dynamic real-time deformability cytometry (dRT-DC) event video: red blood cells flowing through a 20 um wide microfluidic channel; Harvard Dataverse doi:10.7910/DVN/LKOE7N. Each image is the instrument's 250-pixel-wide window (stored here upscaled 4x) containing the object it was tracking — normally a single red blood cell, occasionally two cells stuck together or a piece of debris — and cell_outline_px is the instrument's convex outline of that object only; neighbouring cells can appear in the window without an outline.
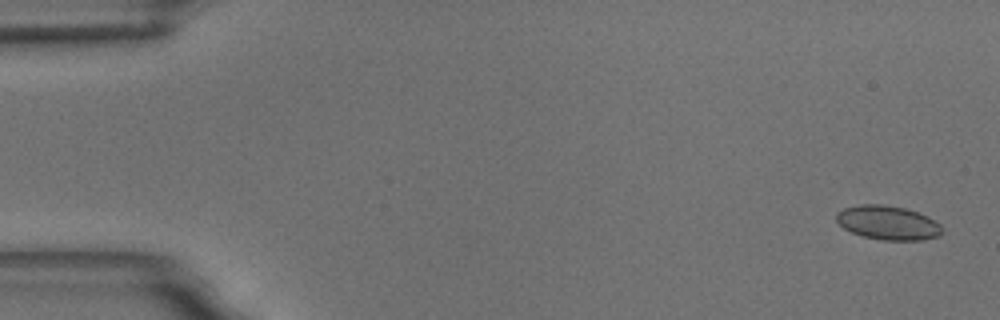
{"species": "common noctule bat (a hibernating species)", "species_latin": "Nyctalus noctula", "temperature_condition": "room temperature", "stored_images_in_passage": 5, "camera_frame_rate_fps": 3000, "um_per_image_px": 0.085, "animal": {"sex": "male", "body_mass_g": 18.8}, "frame": {"image": 1, "passage_image": 1, "time_ms": 0.0, "image_size_px": [1000, 320], "cell_outline_px": [[940, 232], [936, 236], [920, 240], [884, 240], [864, 236], [852, 232], [844, 228], [836, 220], [836, 212], [844, 208], [860, 204], [880, 204], [904, 208], [916, 212], [940, 224]], "centroid_in_image_um": [75.4, 18.92], "position_along_channel_um": 9.6, "area_um2": 20.46}}
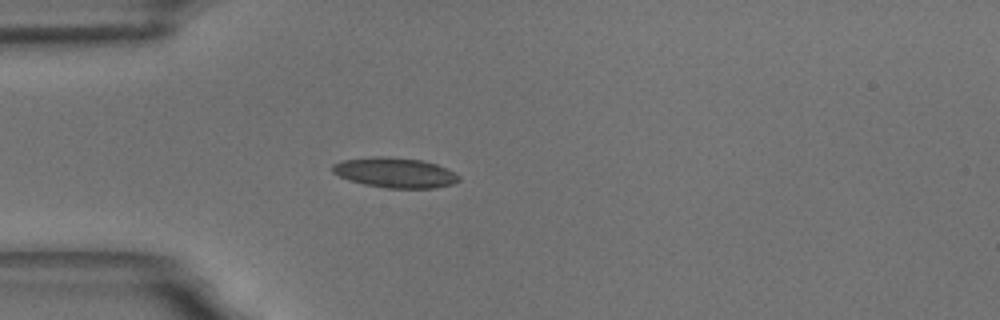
{"frame": {"image": 2, "passage_image": 5, "time_ms": 4.667, "image_size_px": [1000, 320], "cell_outline_px": [[460, 180], [452, 184], [436, 188], [384, 188], [364, 184], [348, 180], [332, 172], [332, 164], [340, 160], [372, 156], [384, 156], [424, 160], [436, 164], [460, 176]], "centroid_in_image_um": [33.53, 14.67], "position_along_channel_um": 51.5, "area_um2": 22.31}}